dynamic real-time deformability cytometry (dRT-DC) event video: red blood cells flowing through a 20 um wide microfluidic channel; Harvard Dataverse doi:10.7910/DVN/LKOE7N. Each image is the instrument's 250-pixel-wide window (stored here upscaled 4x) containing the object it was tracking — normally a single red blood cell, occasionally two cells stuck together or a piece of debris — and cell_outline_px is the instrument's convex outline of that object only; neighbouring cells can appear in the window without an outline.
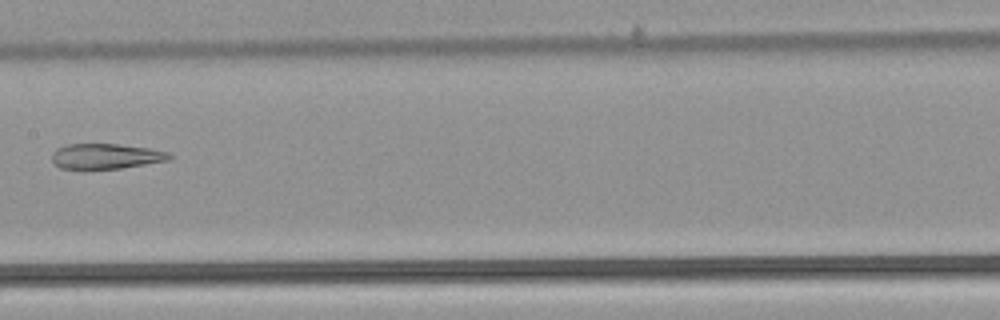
{"species": "common noctule bat (a hibernating species)", "species_latin": "Nyctalus noctula", "temperature_condition": "warm", "stored_images_in_passage": 5, "camera_frame_rate_fps": 3000, "um_per_image_px": 0.085, "animal": {"sex": "male", "body_mass_g": 21.5, "forearm_length_mm": 52.0}, "frame": {"image": 1, "passage_image": 5, "time_ms": 1.333, "image_size_px": [1000, 320], "cell_outline_px": [[176, 156], [172, 160], [120, 168], [60, 168], [52, 160], [52, 152], [56, 148], [68, 144], [120, 144], [152, 148], [168, 152]], "centroid_in_image_um": [9.09, 13.26], "position_along_channel_um": 198.3, "area_um2": 17.4}}